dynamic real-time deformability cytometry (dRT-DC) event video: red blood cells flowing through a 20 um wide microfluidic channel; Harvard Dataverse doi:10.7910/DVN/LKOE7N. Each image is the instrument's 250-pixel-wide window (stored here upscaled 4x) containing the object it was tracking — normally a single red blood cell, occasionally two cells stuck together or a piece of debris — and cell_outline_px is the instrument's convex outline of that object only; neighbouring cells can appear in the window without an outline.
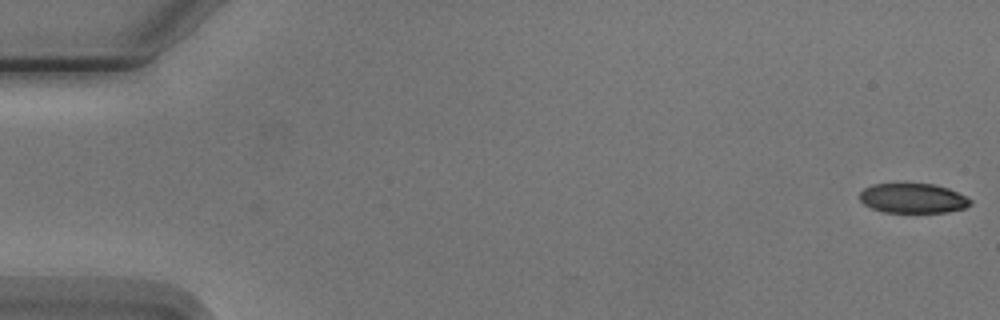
{"species": "Egyptian fruit bat (a non-hibernating species)", "species_latin": "Rousettus aegyptiacus", "temperature_condition": "cold", "stored_images_in_passage": 7, "camera_frame_rate_fps": 3000, "um_per_image_px": 0.085, "animal": {"sex": "male"}, "frame": {"image": 1, "passage_image": 1, "time_ms": 0.0, "image_size_px": [1000, 320], "cell_outline_px": [[972, 204], [964, 208], [948, 212], [884, 212], [872, 208], [864, 204], [860, 200], [860, 192], [864, 188], [872, 184], [932, 184], [948, 188], [972, 200]], "centroid_in_image_um": [77.59, 16.85], "position_along_channel_um": 7.4, "area_um2": 19.02}}
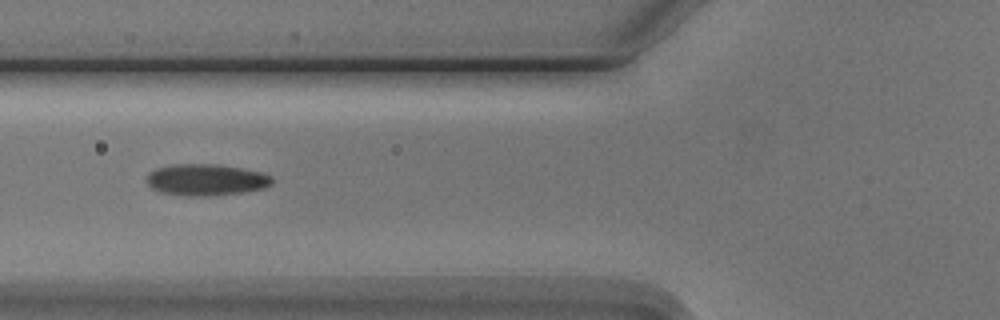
{"frame": {"image": 2, "passage_image": 6, "time_ms": 6.667, "image_size_px": [1000, 320], "cell_outline_px": [[272, 184], [264, 188], [244, 192], [212, 196], [184, 196], [160, 192], [152, 188], [148, 184], [148, 172], [156, 168], [172, 164], [216, 164], [240, 168], [260, 172], [272, 176]], "centroid_in_image_um": [17.51, 15.29], "position_along_channel_um": 108.3, "area_um2": 23.12}}
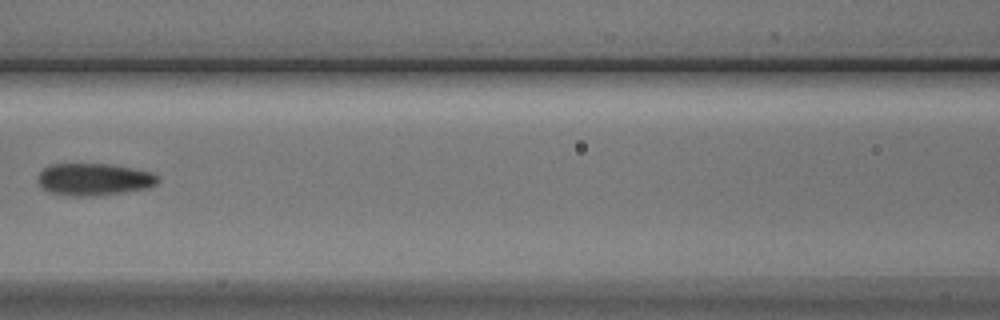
{"frame": {"image": 3, "passage_image": 7, "time_ms": 8.0, "image_size_px": [1000, 320], "cell_outline_px": [[160, 180], [156, 184], [148, 188], [124, 192], [96, 196], [68, 196], [48, 192], [36, 180], [36, 176], [48, 164], [108, 164], [132, 168], [152, 172], [160, 176]], "centroid_in_image_um": [7.98, 15.25], "position_along_channel_um": 158.6, "area_um2": 22.77}}